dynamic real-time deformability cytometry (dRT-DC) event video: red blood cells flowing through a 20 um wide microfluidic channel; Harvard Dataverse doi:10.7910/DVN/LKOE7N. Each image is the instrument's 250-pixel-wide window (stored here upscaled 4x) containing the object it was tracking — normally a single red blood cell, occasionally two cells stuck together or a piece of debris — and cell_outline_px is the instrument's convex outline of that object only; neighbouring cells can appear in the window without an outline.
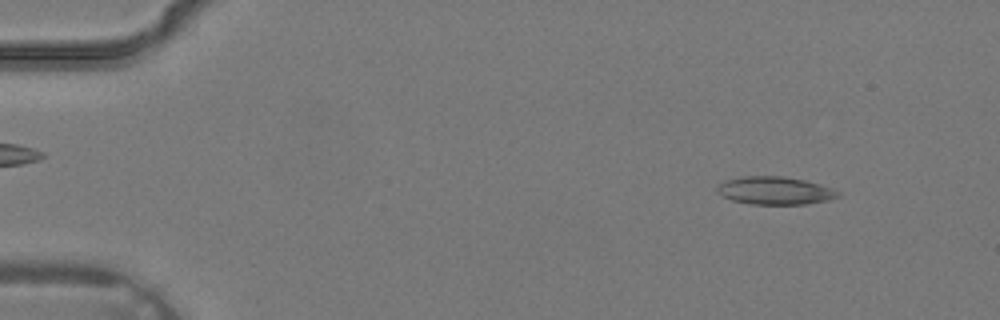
{"species": "common noctule bat (a hibernating species)", "species_latin": "Nyctalus noctula", "temperature_condition": "warm", "stored_images_in_passage": 3, "camera_frame_rate_fps": 3000, "um_per_image_px": 0.085, "animal": {"sex": "male", "body_mass_g": 19.2, "forearm_length_mm": 51.8}, "frame": {"image": 1, "passage_image": 3, "time_ms": 0.667, "image_size_px": [1000, 320], "cell_outline_px": [[840, 196], [828, 200], [808, 204], [748, 204], [732, 200], [716, 192], [716, 188], [724, 180], [740, 176], [784, 176], [804, 180], [820, 184], [832, 188], [840, 192]], "centroid_in_image_um": [65.86, 16.2], "position_along_channel_um": 19.1, "area_um2": 19.77}}